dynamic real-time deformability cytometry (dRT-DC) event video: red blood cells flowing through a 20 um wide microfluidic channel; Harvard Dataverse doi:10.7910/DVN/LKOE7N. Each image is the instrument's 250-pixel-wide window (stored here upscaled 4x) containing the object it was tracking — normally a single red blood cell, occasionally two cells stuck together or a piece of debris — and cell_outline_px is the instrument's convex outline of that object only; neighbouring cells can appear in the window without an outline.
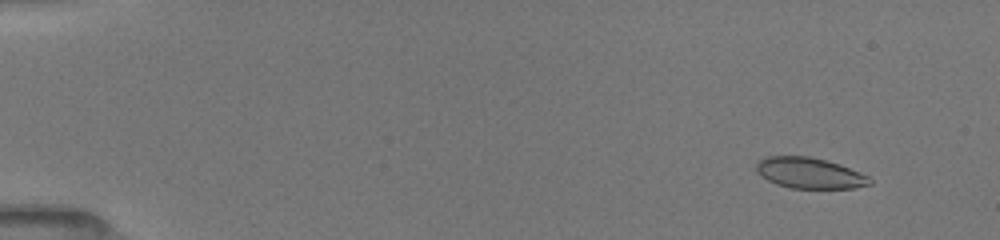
{"species": "common noctule bat (a hibernating species)", "species_latin": "Nyctalus noctula", "temperature_condition": "room temperature", "stored_images_in_passage": 26, "camera_frame_rate_fps": 3000, "um_per_image_px": 0.085, "animal": {"sex": "female", "body_mass_g": 19.5, "forearm_length_mm": 54.1}, "frame": {"image": 1, "passage_image": 3, "time_ms": 1.333, "image_size_px": [1000, 240], "cell_outline_px": [[872, 184], [856, 188], [788, 188], [776, 184], [760, 176], [756, 172], [756, 164], [764, 156], [808, 156], [840, 164], [860, 172], [868, 176], [872, 180]], "centroid_in_image_um": [68.8, 14.71], "position_along_channel_um": 16.2, "area_um2": 20.52}}
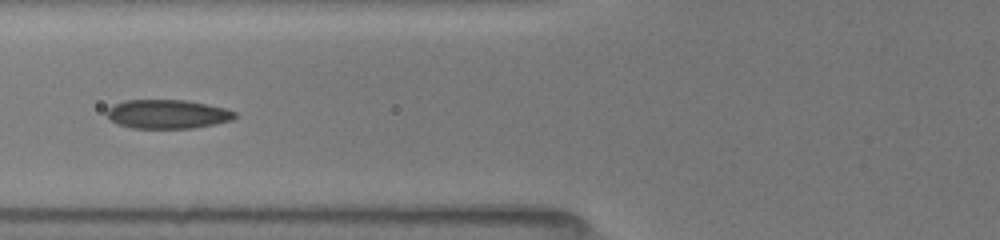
{"frame": {"image": 2, "passage_image": 15, "time_ms": 7.0, "image_size_px": [1000, 240], "cell_outline_px": [[236, 116], [232, 120], [192, 128], [132, 128], [116, 124], [108, 116], [108, 108], [124, 100], [188, 100], [208, 104], [224, 108], [236, 112]], "centroid_in_image_um": [14.24, 9.69], "position_along_channel_um": 111.6, "area_um2": 21.44}}
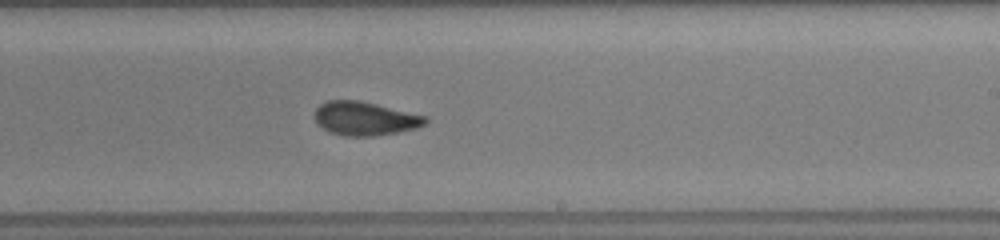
{"frame": {"image": 3, "passage_image": 26, "time_ms": 10.667, "image_size_px": [1000, 240], "cell_outline_px": [[428, 120], [424, 124], [416, 128], [396, 132], [372, 136], [344, 136], [328, 132], [316, 124], [316, 108], [320, 104], [328, 100], [360, 100], [424, 116]], "centroid_in_image_um": [30.96, 10.08], "position_along_channel_um": 258.0, "area_um2": 21.5}}